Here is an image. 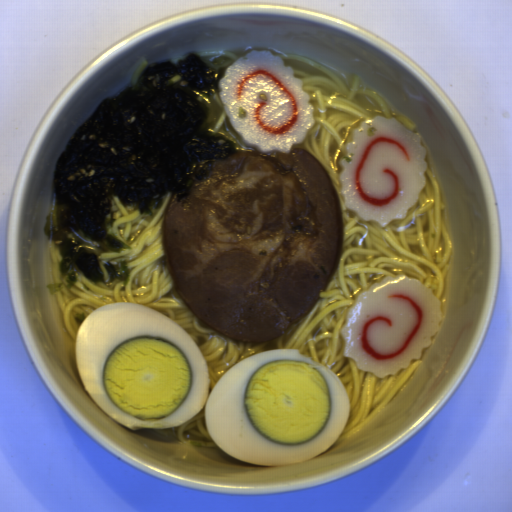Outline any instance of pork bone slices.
I'll return each instance as SVG.
<instances>
[{"mask_svg": "<svg viewBox=\"0 0 512 512\" xmlns=\"http://www.w3.org/2000/svg\"><path fill=\"white\" fill-rule=\"evenodd\" d=\"M161 245L179 297L197 318L244 343L290 331L335 275L342 207L319 159L301 148L239 150L173 197Z\"/></svg>", "mask_w": 512, "mask_h": 512, "instance_id": "1", "label": "pork bone slices"}]
</instances>
